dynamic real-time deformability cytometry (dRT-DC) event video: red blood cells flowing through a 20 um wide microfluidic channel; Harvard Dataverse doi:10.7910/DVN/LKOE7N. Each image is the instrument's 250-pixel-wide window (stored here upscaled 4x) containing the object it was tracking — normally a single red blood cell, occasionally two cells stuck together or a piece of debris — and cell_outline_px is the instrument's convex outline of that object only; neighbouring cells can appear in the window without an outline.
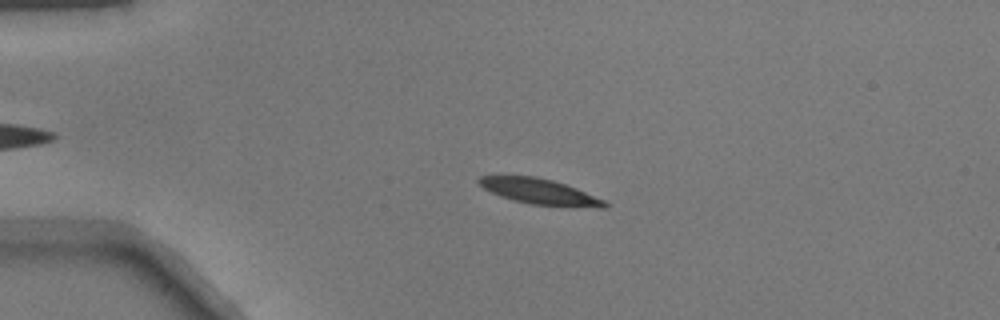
{"species": "common noctule bat (a hibernating species)", "species_latin": "Nyctalus noctula", "temperature_condition": "warm", "stored_images_in_passage": 44, "camera_frame_rate_fps": 3000, "um_per_image_px": 0.085, "animal": {"sex": "male", "body_mass_g": 17.9}, "frame": {"image": 1, "passage_image": 12, "time_ms": 3.667, "image_size_px": [1000, 320], "cell_outline_px": [[608, 204], [604, 208], [600, 208], [528, 204], [512, 200], [500, 196], [484, 188], [476, 180], [480, 176], [536, 176], [552, 180], [576, 188], [604, 200]], "centroid_in_image_um": [45.86, 16.29], "position_along_channel_um": 39.1, "area_um2": 18.55}}
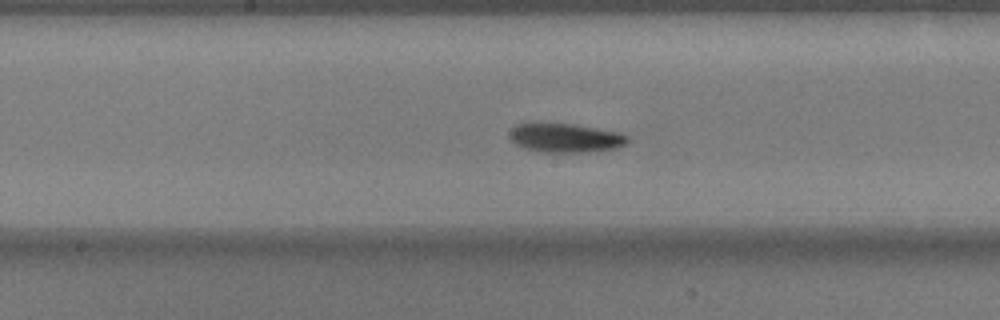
{"frame": {"image": 2, "passage_image": 27, "time_ms": 8.667, "image_size_px": [1000, 320], "cell_outline_px": [[632, 140], [628, 144], [616, 148], [580, 152], [540, 152], [524, 148], [516, 144], [508, 136], [508, 132], [516, 124], [528, 120], [536, 120], [576, 124], [620, 132], [628, 136]], "centroid_in_image_um": [48.0, 11.66], "position_along_channel_um": 200.2, "area_um2": 20.98}}
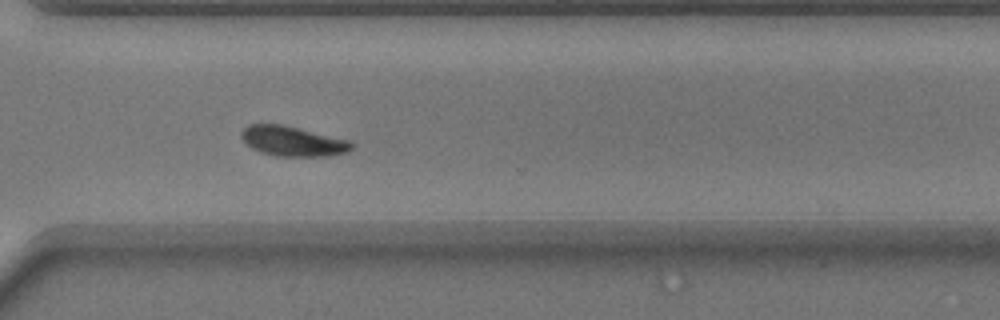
{"frame": {"image": 3, "passage_image": 38, "time_ms": 12.333, "image_size_px": [1000, 320], "cell_outline_px": [[356, 144], [348, 152], [332, 156], [276, 156], [260, 152], [252, 148], [240, 136], [240, 132], [248, 124], [280, 124], [348, 140]], "centroid_in_image_um": [24.89, 12.01], "position_along_channel_um": 345.7, "area_um2": 19.13}}